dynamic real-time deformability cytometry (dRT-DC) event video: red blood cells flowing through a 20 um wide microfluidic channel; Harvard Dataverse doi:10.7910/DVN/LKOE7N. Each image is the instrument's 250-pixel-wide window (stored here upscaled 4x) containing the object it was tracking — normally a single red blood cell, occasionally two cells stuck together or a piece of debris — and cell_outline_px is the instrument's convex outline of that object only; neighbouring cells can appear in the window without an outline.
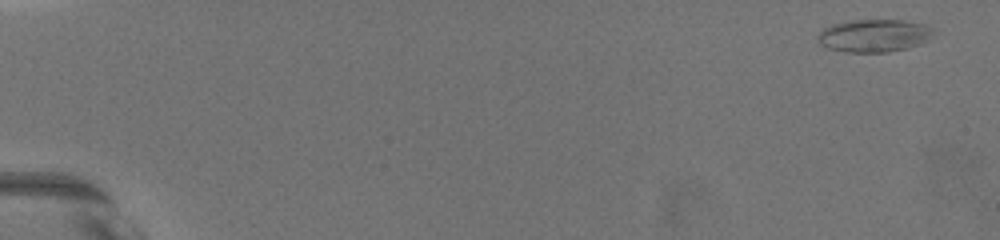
{"species": "common noctule bat (a hibernating species)", "species_latin": "Nyctalus noctula", "temperature_condition": "warm", "stored_images_in_passage": 33, "camera_frame_rate_fps": 3000, "um_per_image_px": 0.085, "animal": {"sex": "female", "body_mass_g": 19.5, "forearm_length_mm": 54.1}, "frame": {"image": 1, "passage_image": 1, "time_ms": 0.0, "image_size_px": [1000, 240], "cell_outline_px": [[932, 32], [928, 40], [920, 44], [888, 52], [848, 52], [828, 48], [820, 44], [816, 40], [816, 36], [824, 28], [832, 24], [852, 20], [904, 20], [924, 24], [932, 28]], "centroid_in_image_um": [74.25, 3.02], "position_along_channel_um": 10.7, "area_um2": 21.96}}
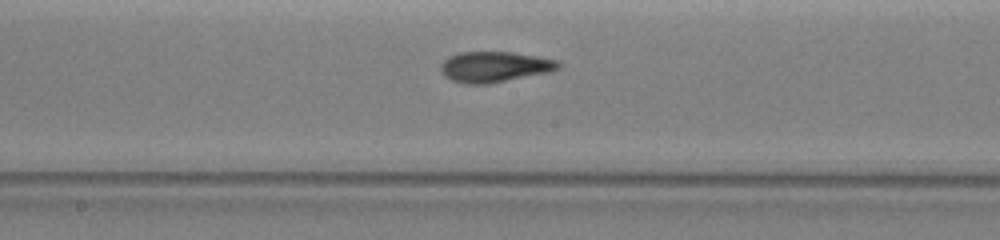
{"frame": {"image": 2, "passage_image": 20, "time_ms": 10.333, "image_size_px": [1000, 240], "cell_outline_px": [[560, 64], [556, 68], [544, 72], [484, 84], [468, 84], [452, 80], [444, 76], [440, 68], [440, 64], [448, 56], [456, 52], [512, 52], [536, 56], [556, 60]], "centroid_in_image_um": [41.91, 5.65], "position_along_channel_um": 206.3, "area_um2": 20.4}}
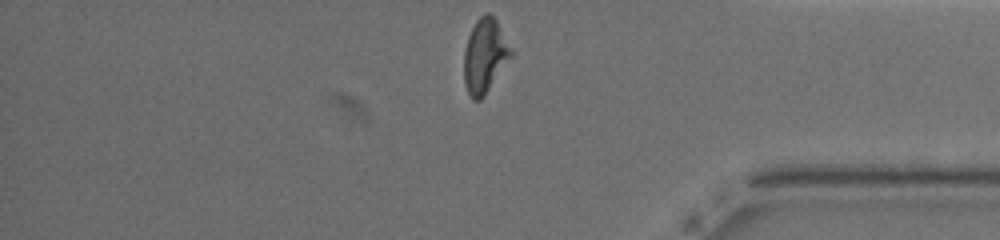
{"frame": {"image": 3, "passage_image": 33, "time_ms": 16.0, "image_size_px": [1000, 240], "cell_outline_px": [[512, 56], [484, 96], [480, 100], [472, 100], [468, 92], [464, 80], [464, 52], [468, 36], [476, 20], [484, 12], [488, 12], [496, 20], [512, 48]], "centroid_in_image_um": [41.21, 4.73], "position_along_channel_um": 394.0, "area_um2": 20.23}, "authors_computed_cell_mechanics": {"area_um2": 20.808, "velocity_mm_per_s": 3.6104, "shape_relaxation_time_tau1_ms": 4.1546, "shape_relaxation_time_tau2_ms": 2.1109, "deformation_change_tau1": 0.1785, "deformation_change_tau2": 0.1021}}